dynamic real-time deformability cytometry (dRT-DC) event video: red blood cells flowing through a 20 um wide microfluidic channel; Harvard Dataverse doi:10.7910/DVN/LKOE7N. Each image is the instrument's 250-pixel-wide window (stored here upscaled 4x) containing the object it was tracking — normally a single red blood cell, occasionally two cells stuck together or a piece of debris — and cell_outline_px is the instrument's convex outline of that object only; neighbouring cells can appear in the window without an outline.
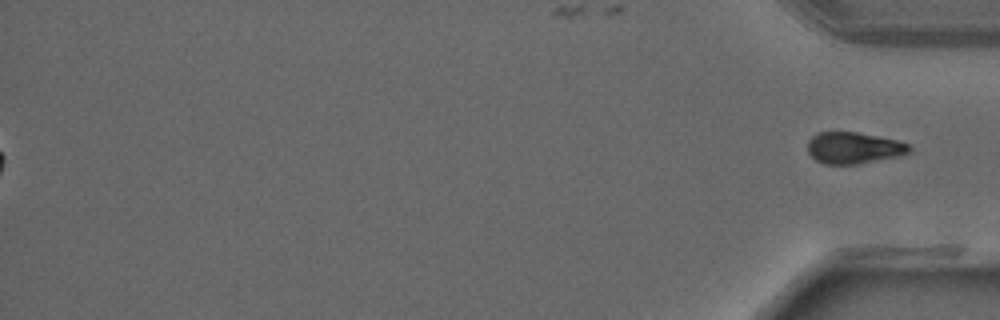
{"species": "common noctule bat (a hibernating species)", "species_latin": "Nyctalus noctula", "temperature_condition": "warm", "stored_images_in_passage": 42, "segment_of_instrument_passage": [2, 2], "camera_frame_rate_fps": 3000, "um_per_image_px": 0.085, "animal": {"sex": "male", "forearm_length_mm": 52.5}, "frame": {"image": 1, "passage_image": 42, "time_ms": 13.667, "image_size_px": [1000, 320], "cell_outline_px": [[912, 148], [908, 152], [900, 156], [856, 164], [824, 164], [816, 160], [808, 152], [808, 140], [812, 136], [820, 132], [856, 132], [896, 140], [908, 144]], "centroid_in_image_um": [72.55, 12.57], "position_along_channel_um": 362.7, "area_um2": 18.5}}